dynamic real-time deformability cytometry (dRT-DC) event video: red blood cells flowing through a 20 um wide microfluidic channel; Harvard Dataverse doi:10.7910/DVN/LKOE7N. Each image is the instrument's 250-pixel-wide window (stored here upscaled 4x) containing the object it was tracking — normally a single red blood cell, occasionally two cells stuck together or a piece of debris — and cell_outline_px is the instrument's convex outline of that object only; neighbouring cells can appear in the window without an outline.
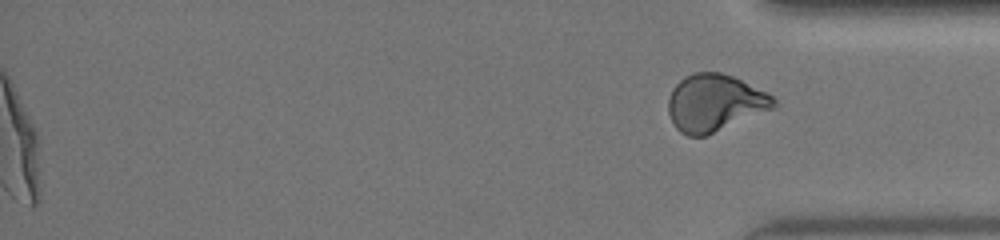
{"species": "human", "species_latin": "Homo sapiens", "temperature_condition": "warm", "stored_images_in_passage": 23, "segment_of_instrument_passage": [2, 2], "camera_frame_rate_fps": 3000, "um_per_image_px": 0.085, "donor": {"sex": "female"}, "frame": {"image": 1, "passage_image": 23, "time_ms": 16.333, "image_size_px": [1000, 240], "cell_outline_px": [[780, 104], [776, 108], [704, 136], [688, 136], [680, 132], [672, 124], [668, 112], [668, 100], [672, 88], [684, 76], [696, 72], [720, 72], [732, 76], [772, 96]], "centroid_in_image_um": [60.74, 8.75], "position_along_channel_um": 374.5, "area_um2": 35.03}}